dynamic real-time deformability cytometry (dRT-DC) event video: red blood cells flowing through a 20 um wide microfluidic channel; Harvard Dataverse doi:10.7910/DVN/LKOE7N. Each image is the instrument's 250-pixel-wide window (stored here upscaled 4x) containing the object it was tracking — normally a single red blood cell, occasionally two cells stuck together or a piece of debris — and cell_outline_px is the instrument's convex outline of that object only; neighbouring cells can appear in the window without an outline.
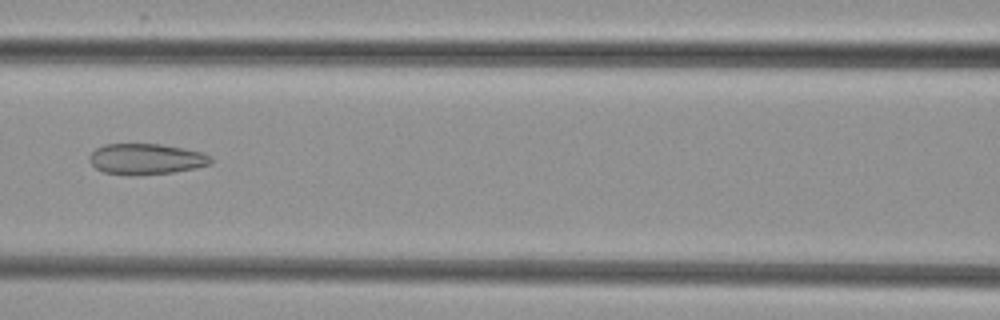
{"species": "common noctule bat (a hibernating species)", "species_latin": "Nyctalus noctula", "temperature_condition": "cold", "stored_images_in_passage": 7, "camera_frame_rate_fps": 3000, "um_per_image_px": 0.085, "animal": {"sex": "female", "body_mass_g": 29.2, "forearm_length_mm": 56.3}, "frame": {"image": 1, "passage_image": 6, "time_ms": 6.0, "image_size_px": [1000, 320], "cell_outline_px": [[212, 164], [196, 168], [172, 172], [128, 176], [104, 172], [96, 168], [88, 160], [88, 156], [96, 148], [104, 144], [160, 144], [184, 148], [204, 152], [212, 160]], "centroid_in_image_um": [12.41, 13.52], "position_along_channel_um": 154.2, "area_um2": 21.96}}
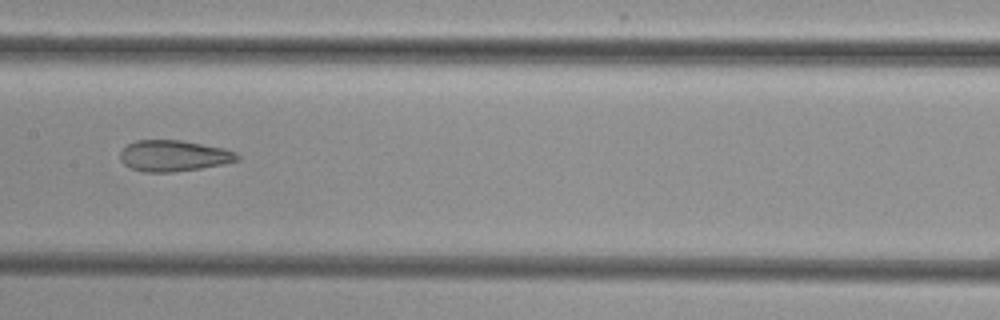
{"frame": {"image": 2, "passage_image": 7, "time_ms": 7.0, "image_size_px": [1000, 320], "cell_outline_px": [[240, 160], [224, 164], [200, 168], [172, 172], [144, 172], [128, 168], [120, 160], [120, 152], [128, 144], [136, 140], [180, 140], [224, 148], [236, 152], [240, 156]], "centroid_in_image_um": [14.76, 13.25], "position_along_channel_um": 192.6, "area_um2": 21.33}}